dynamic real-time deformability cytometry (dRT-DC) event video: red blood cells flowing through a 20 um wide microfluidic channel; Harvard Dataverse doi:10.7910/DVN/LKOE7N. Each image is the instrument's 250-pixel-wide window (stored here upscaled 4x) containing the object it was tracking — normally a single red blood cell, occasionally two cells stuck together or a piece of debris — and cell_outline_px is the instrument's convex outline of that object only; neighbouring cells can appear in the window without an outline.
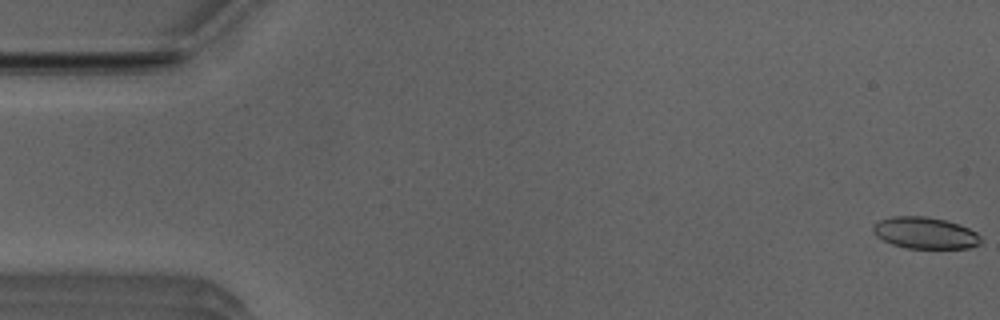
{"species": "Egyptian fruit bat (a non-hibernating species)", "species_latin": "Rousettus aegyptiacus", "temperature_condition": "room temperature", "stored_images_in_passage": 52, "camera_frame_rate_fps": 3000, "um_per_image_px": 0.085, "animal": {"sex": "male"}, "frame": {"image": 1, "passage_image": 1, "time_ms": 0.0, "image_size_px": [1000, 320], "cell_outline_px": [[984, 240], [980, 244], [968, 248], [908, 248], [892, 244], [876, 236], [872, 232], [872, 224], [880, 220], [892, 216], [924, 216], [944, 220], [960, 224], [976, 232]], "centroid_in_image_um": [78.63, 19.8], "position_along_channel_um": 6.4, "area_um2": 19.94}}
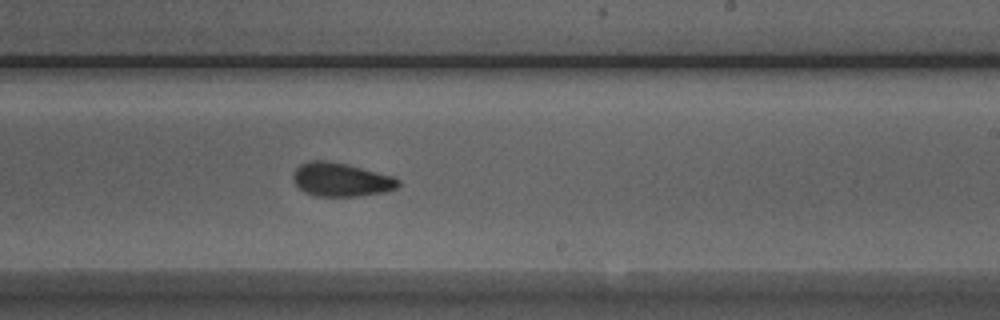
{"frame": {"image": 2, "passage_image": 31, "time_ms": 10.0, "image_size_px": [1000, 320], "cell_outline_px": [[400, 184], [396, 188], [384, 192], [356, 196], [312, 196], [304, 192], [292, 180], [292, 172], [300, 164], [308, 160], [324, 160], [344, 164], [392, 176], [400, 180]], "centroid_in_image_um": [28.93, 15.27], "position_along_channel_um": 260.1, "area_um2": 20.52}}
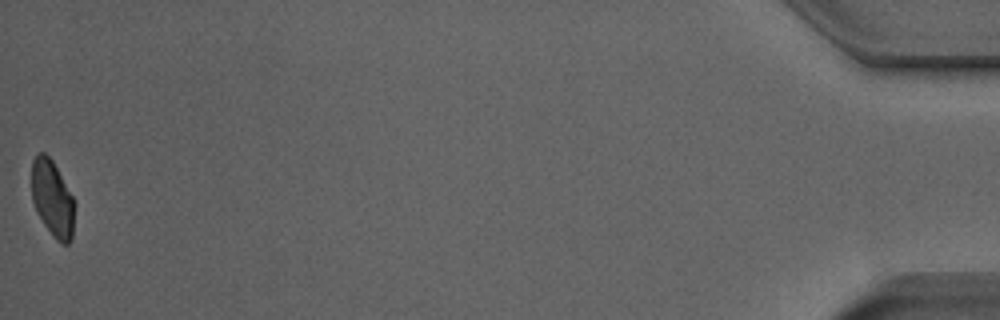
{"frame": {"image": 3, "passage_image": 52, "time_ms": 17.0, "image_size_px": [1000, 320], "cell_outline_px": [[76, 204], [72, 240], [68, 244], [60, 244], [52, 236], [36, 212], [32, 200], [32, 160], [40, 152], [44, 152], [52, 160], [72, 196]], "centroid_in_image_um": [4.47, 16.93], "position_along_channel_um": 430.7, "area_um2": 19.31}, "authors_computed_cell_mechanics": {"area_um2": 20.4034, "velocity_mm_per_s": 3.9498, "shape_relaxation_time_tau1_ms": 4.7718, "shape_relaxation_time_tau2_ms": 2.2147, "deformation_change_tau1": 0.1235, "deformation_change_tau2": 0.0849}}